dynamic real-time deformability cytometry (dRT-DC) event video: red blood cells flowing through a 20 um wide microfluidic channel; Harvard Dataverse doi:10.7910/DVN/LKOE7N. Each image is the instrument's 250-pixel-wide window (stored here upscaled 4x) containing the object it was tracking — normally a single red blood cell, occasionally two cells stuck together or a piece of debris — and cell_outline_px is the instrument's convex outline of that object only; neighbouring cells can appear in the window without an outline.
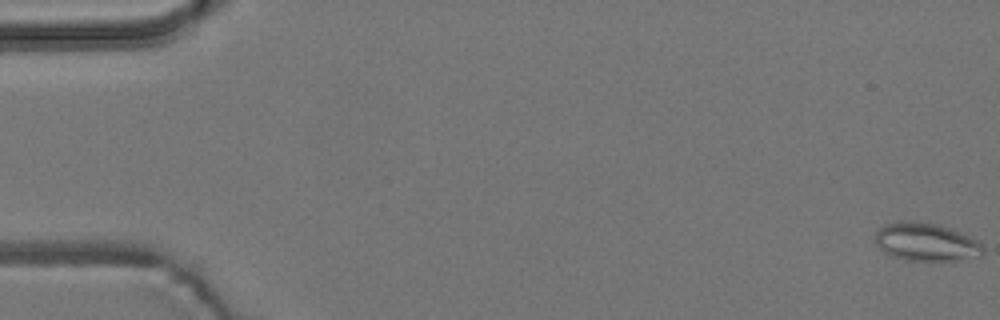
{"species": "common noctule bat (a hibernating species)", "species_latin": "Nyctalus noctula", "temperature_condition": "room temperature", "stored_images_in_passage": 10, "camera_frame_rate_fps": 3000, "um_per_image_px": 0.085, "animal": {"sex": "male", "body_mass_g": 19.2, "forearm_length_mm": 51.8}, "frame": {"image": 1, "passage_image": 1, "time_ms": 0.0, "image_size_px": [1000, 320], "cell_outline_px": [[984, 252], [980, 256], [952, 264], [904, 260], [892, 256], [884, 252], [876, 244], [876, 232], [884, 224], [896, 220], [920, 220], [940, 224], [960, 232], [976, 240], [984, 248]], "centroid_in_image_um": [78.75, 20.6], "position_along_channel_um": 6.3, "area_um2": 25.2}}
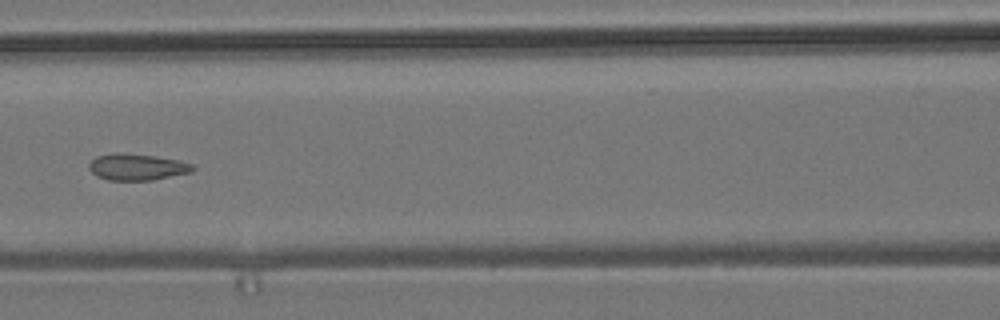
{"frame": {"image": 2, "passage_image": 7, "time_ms": 8.0, "image_size_px": [1000, 320], "cell_outline_px": [[196, 168], [192, 172], [152, 180], [108, 180], [96, 176], [88, 168], [88, 164], [96, 156], [116, 152], [152, 156], [176, 160], [192, 164]], "centroid_in_image_um": [11.61, 14.2], "position_along_channel_um": 155.0, "area_um2": 15.9}}
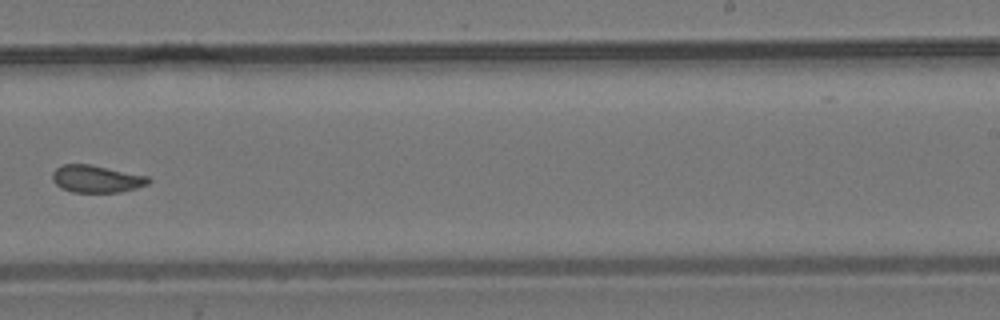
{"frame": {"image": 3, "passage_image": 10, "time_ms": 11.333, "image_size_px": [1000, 320], "cell_outline_px": [[152, 180], [148, 184], [136, 188], [120, 192], [72, 192], [60, 188], [52, 180], [52, 172], [56, 168], [64, 164], [88, 164], [148, 176]], "centroid_in_image_um": [8.18, 15.21], "position_along_channel_um": 280.8, "area_um2": 15.26}}